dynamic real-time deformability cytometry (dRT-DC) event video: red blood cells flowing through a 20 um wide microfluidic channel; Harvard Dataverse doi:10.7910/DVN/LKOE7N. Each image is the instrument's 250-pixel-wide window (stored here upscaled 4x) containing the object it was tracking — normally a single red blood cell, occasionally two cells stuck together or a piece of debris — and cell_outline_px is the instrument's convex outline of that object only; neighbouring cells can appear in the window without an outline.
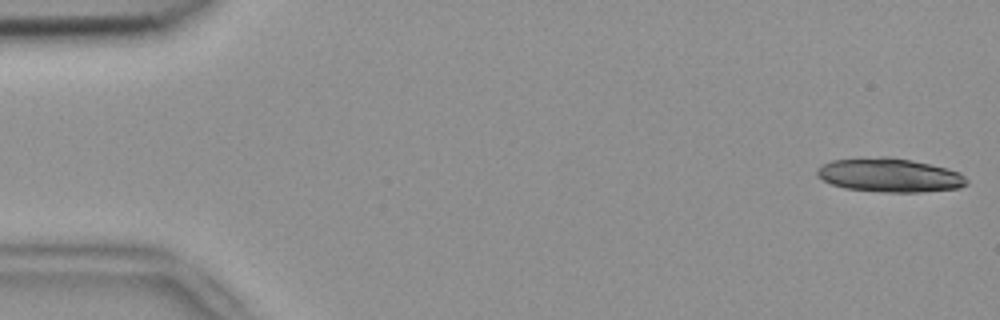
{"species": "common noctule bat (a hibernating species)", "species_latin": "Nyctalus noctula", "temperature_condition": "room temperature", "stored_images_in_passage": 43, "camera_frame_rate_fps": 3000, "um_per_image_px": 0.085, "animal": {"sex": "female", "body_mass_g": 18.4}, "frame": {"image": 1, "passage_image": 1, "time_ms": 0.0, "image_size_px": [1000, 320], "cell_outline_px": [[968, 184], [960, 188], [920, 192], [880, 192], [844, 188], [832, 184], [816, 176], [816, 168], [820, 164], [832, 160], [880, 156], [888, 156], [912, 160], [948, 168], [960, 172], [968, 180]], "centroid_in_image_um": [75.6, 14.88], "position_along_channel_um": 9.4, "area_um2": 29.88}}
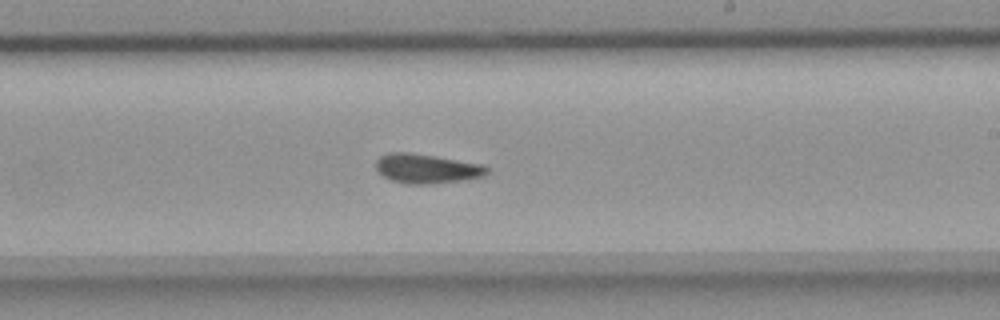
{"frame": {"image": 2, "passage_image": 22, "time_ms": 7.0, "image_size_px": [1000, 320], "cell_outline_px": [[488, 172], [484, 176], [468, 180], [428, 184], [404, 184], [392, 180], [384, 176], [376, 168], [376, 160], [380, 156], [388, 152], [412, 152], [436, 156], [480, 164], [488, 168]], "centroid_in_image_um": [36.26, 14.33], "position_along_channel_um": 252.7, "area_um2": 19.13}}
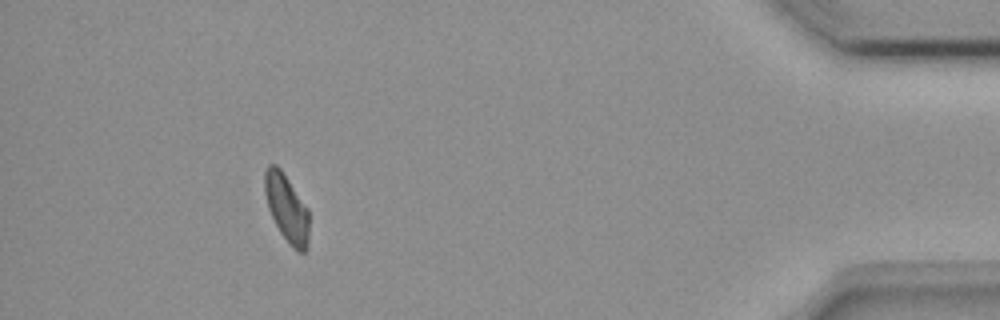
{"frame": {"image": 3, "passage_image": 39, "time_ms": 12.667, "image_size_px": [1000, 320], "cell_outline_px": [[308, 248], [304, 252], [296, 252], [288, 244], [280, 232], [268, 208], [264, 192], [264, 172], [268, 164], [276, 164], [280, 168], [308, 208]], "centroid_in_image_um": [24.36, 17.7], "position_along_channel_um": 410.8, "area_um2": 17.57}, "authors_computed_cell_mechanics": {"area_um2": 18.3226, "velocity_mm_per_s": 3.8208, "shape_relaxation_time_tau1_ms": null, "shape_relaxation_time_tau2_ms": 3.3698, "deformation_change_tau1": null, "deformation_change_tau2": 0.0836}}